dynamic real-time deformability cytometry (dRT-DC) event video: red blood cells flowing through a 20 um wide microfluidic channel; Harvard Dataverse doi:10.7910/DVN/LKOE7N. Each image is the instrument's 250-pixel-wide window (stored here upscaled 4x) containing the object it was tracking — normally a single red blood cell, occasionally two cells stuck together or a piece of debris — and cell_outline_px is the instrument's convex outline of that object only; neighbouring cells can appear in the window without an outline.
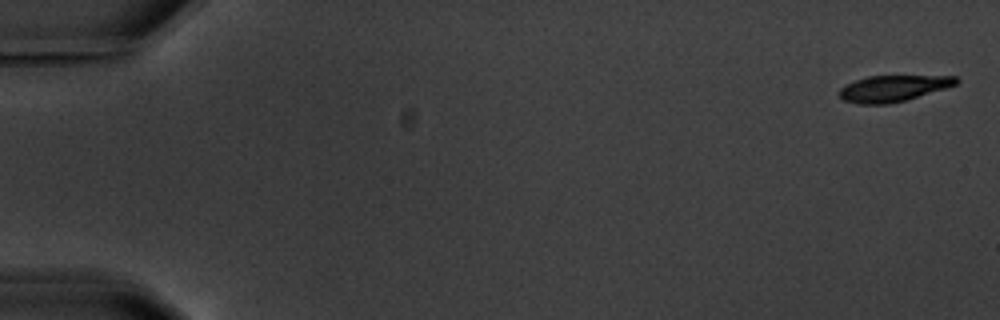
{"species": "common noctule bat (a hibernating species)", "species_latin": "Nyctalus noctula", "temperature_condition": "warm", "stored_images_in_passage": 8, "camera_frame_rate_fps": 3000, "um_per_image_px": 0.085, "animal": {"sex": "male", "body_mass_g": 20.1, "forearm_length_mm": 53.5}, "frame": {"image": 1, "passage_image": 1, "time_ms": 0.0, "image_size_px": [1000, 320], "cell_outline_px": [[960, 80], [956, 84], [944, 88], [904, 100], [888, 104], [860, 104], [844, 100], [840, 96], [840, 88], [856, 80], [868, 76], [956, 76]], "centroid_in_image_um": [75.91, 7.5], "position_along_channel_um": 9.1, "area_um2": 17.4}}
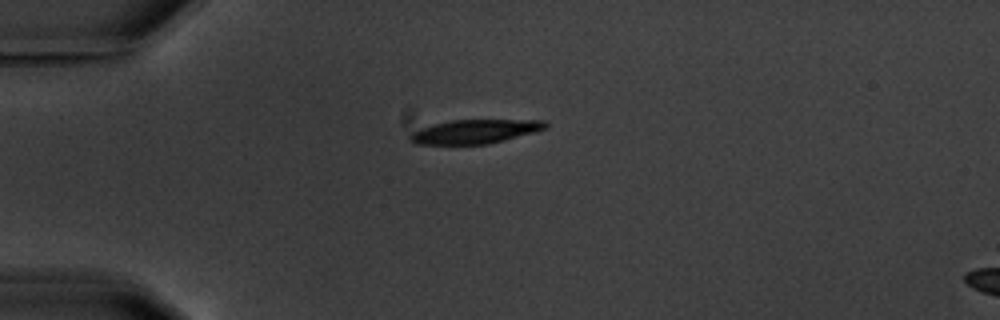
{"frame": {"image": 2, "passage_image": 5, "time_ms": 4.667, "image_size_px": [1000, 320], "cell_outline_px": [[548, 128], [504, 140], [488, 144], [416, 144], [408, 140], [408, 136], [412, 132], [420, 128], [432, 124], [452, 120], [544, 120], [548, 124]], "centroid_in_image_um": [40.34, 11.18], "position_along_channel_um": 44.7, "area_um2": 18.9}}
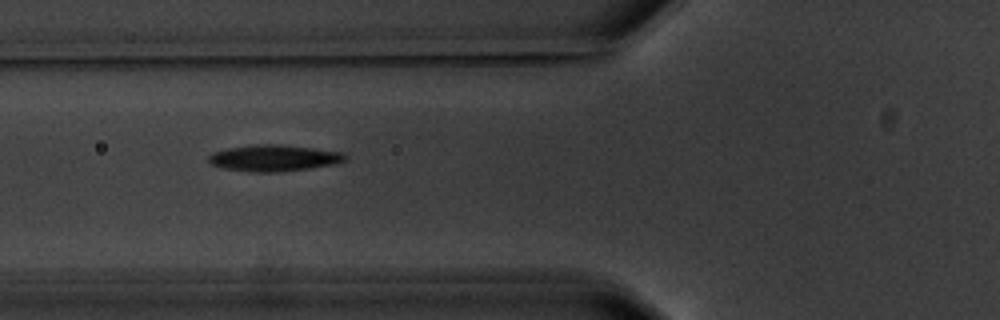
{"frame": {"image": 3, "passage_image": 7, "time_ms": 7.0, "image_size_px": [1000, 320], "cell_outline_px": [[348, 156], [344, 160], [332, 164], [308, 168], [280, 172], [252, 172], [224, 168], [212, 164], [208, 160], [208, 156], [212, 152], [228, 148], [256, 144], [280, 144], [312, 148], [340, 152]], "centroid_in_image_um": [23.24, 13.43], "position_along_channel_um": 102.6, "area_um2": 20.75}}